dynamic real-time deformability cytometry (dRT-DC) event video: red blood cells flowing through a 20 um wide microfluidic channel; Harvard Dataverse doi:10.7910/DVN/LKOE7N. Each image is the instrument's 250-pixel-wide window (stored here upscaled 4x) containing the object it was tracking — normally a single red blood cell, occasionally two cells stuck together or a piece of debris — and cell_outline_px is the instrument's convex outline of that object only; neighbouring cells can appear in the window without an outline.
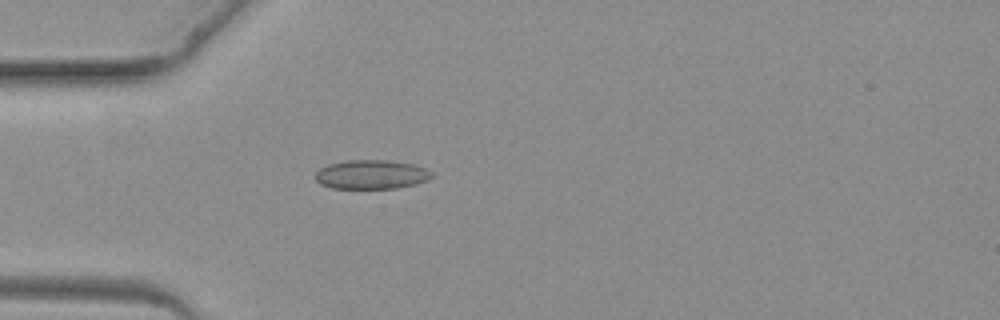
{"species": "common noctule bat (a hibernating species)", "species_latin": "Nyctalus noctula", "temperature_condition": "warm", "stored_images_in_passage": 1, "camera_frame_rate_fps": 3000, "um_per_image_px": 0.085, "animal": {"sex": "female", "body_mass_g": 19.3, "forearm_length_mm": 54.1}, "frame": {"image": 1, "passage_image": 1, "time_ms": 0.0, "image_size_px": [1000, 320], "cell_outline_px": [[432, 176], [428, 180], [416, 184], [396, 188], [332, 188], [320, 184], [316, 180], [316, 172], [320, 168], [328, 164], [348, 160], [384, 160], [412, 164], [424, 168], [432, 172]], "centroid_in_image_um": [31.55, 14.83], "position_along_channel_um": 53.4, "area_um2": 19.59}}